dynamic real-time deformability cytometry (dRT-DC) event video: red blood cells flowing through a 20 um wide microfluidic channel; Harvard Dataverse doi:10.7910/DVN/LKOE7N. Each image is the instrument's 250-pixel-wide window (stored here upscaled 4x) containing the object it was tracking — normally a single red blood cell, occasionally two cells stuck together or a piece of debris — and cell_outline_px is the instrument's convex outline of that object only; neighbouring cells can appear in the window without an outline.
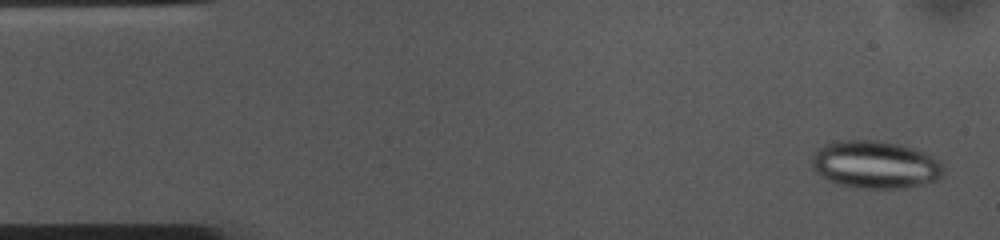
{"species": "common noctule bat (a hibernating species)", "species_latin": "Nyctalus noctula", "temperature_condition": "cold", "stored_images_in_passage": 53, "camera_frame_rate_fps": 3000, "um_per_image_px": 0.085, "animal": {"sex": "female", "body_mass_g": 10.0, "forearm_length_mm": 53.1}, "frame": {"image": 1, "passage_image": 2, "time_ms": 0.333, "image_size_px": [1000, 240], "cell_outline_px": [[944, 176], [936, 180], [904, 188], [856, 188], [836, 184], [820, 176], [812, 168], [812, 156], [824, 144], [836, 140], [880, 140], [900, 144], [924, 152], [940, 160], [944, 168]], "centroid_in_image_um": [74.39, 13.99], "position_along_channel_um": 10.6, "area_um2": 36.88}}
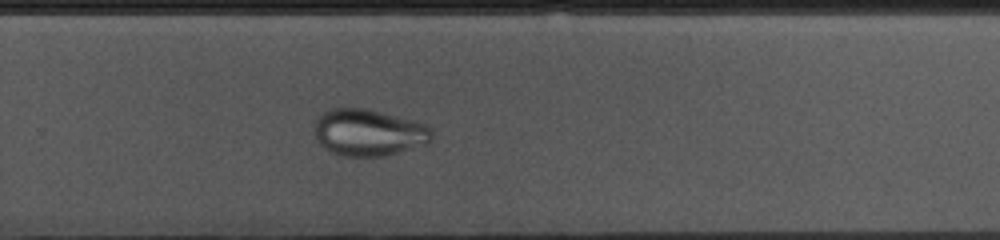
{"frame": {"image": 2, "passage_image": 34, "time_ms": 11.0, "image_size_px": [1000, 240], "cell_outline_px": [[432, 140], [428, 144], [384, 156], [344, 156], [332, 152], [324, 148], [320, 144], [316, 136], [316, 120], [324, 112], [332, 108], [368, 108], [428, 124], [432, 128]], "centroid_in_image_um": [31.39, 11.26], "position_along_channel_um": 298.4, "area_um2": 32.08}}
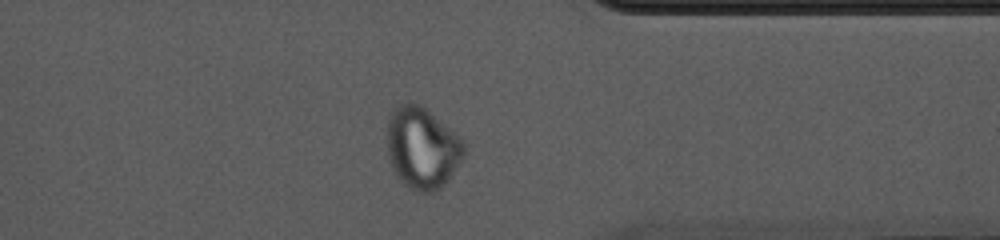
{"frame": {"image": 3, "passage_image": 41, "time_ms": 13.333, "image_size_px": [1000, 240], "cell_outline_px": [[464, 156], [448, 180], [440, 188], [432, 192], [412, 192], [400, 180], [388, 156], [388, 116], [392, 108], [404, 100], [420, 104], [456, 132], [464, 140]], "centroid_in_image_um": [35.89, 12.54], "position_along_channel_um": 375.5, "area_um2": 36.88}}